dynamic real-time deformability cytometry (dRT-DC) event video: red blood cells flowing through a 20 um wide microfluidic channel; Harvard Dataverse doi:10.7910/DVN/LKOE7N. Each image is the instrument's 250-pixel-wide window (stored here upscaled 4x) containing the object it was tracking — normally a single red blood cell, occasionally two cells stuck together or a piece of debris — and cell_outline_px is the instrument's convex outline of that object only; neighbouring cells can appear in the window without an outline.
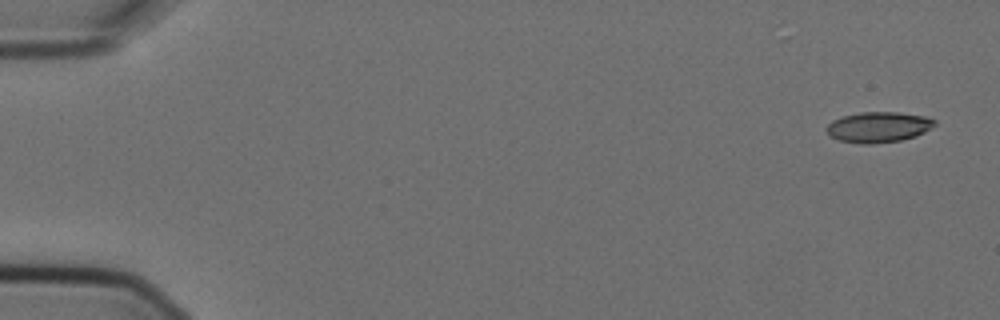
{"species": "Egyptian fruit bat (a non-hibernating species)", "species_latin": "Rousettus aegyptiacus", "temperature_condition": "cold", "stored_images_in_passage": 5, "camera_frame_rate_fps": 3000, "um_per_image_px": 0.085, "animal": {"sex": "female"}, "frame": {"image": 1, "passage_image": 1, "time_ms": 0.0, "image_size_px": [1000, 320], "cell_outline_px": [[936, 124], [924, 132], [916, 136], [900, 140], [872, 144], [860, 144], [840, 140], [832, 136], [824, 128], [832, 120], [844, 116], [860, 112], [896, 112], [924, 116], [936, 120]], "centroid_in_image_um": [74.66, 10.8], "position_along_channel_um": 10.3, "area_um2": 19.13}}
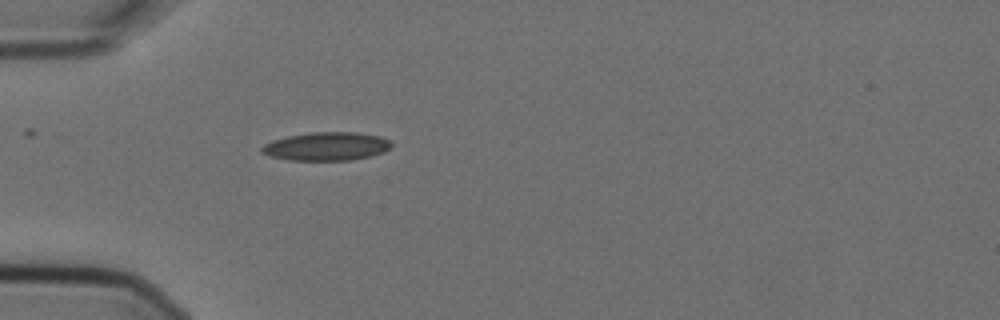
{"frame": {"image": 2, "passage_image": 5, "time_ms": 1.333, "image_size_px": [1000, 320], "cell_outline_px": [[392, 148], [384, 152], [352, 160], [288, 160], [272, 156], [260, 152], [260, 148], [264, 144], [272, 140], [288, 136], [312, 132], [356, 132], [380, 136], [392, 140]], "centroid_in_image_um": [27.78, 12.43], "position_along_channel_um": 57.2, "area_um2": 21.56}}